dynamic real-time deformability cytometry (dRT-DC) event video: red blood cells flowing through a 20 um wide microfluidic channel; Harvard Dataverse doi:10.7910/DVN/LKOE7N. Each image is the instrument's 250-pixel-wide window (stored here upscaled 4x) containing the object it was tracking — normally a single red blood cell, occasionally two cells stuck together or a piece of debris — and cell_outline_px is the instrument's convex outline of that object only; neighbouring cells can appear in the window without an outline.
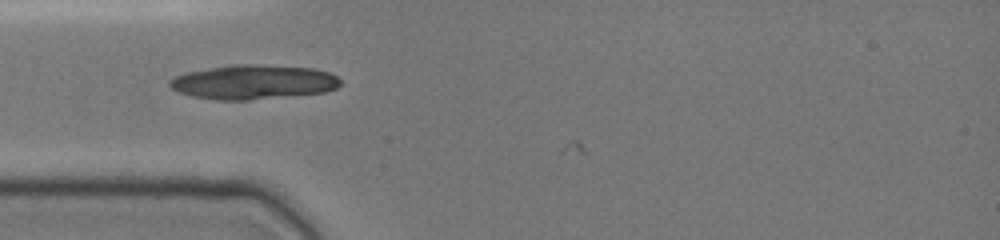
{"species": "common noctule bat (a hibernating species)", "species_latin": "Nyctalus noctula", "temperature_condition": "cold", "stored_images_in_passage": 7, "camera_frame_rate_fps": 3000, "um_per_image_px": 0.085, "animal": {"sex": "female", "body_mass_g": 19.0, "forearm_length_mm": 51.5}, "frame": {"image": 1, "passage_image": 5, "time_ms": 1.333, "image_size_px": [1000, 240], "cell_outline_px": [[340, 84], [336, 88], [324, 92], [248, 100], [216, 100], [192, 96], [180, 92], [172, 88], [168, 84], [168, 80], [176, 76], [188, 72], [232, 64], [248, 64], [312, 68], [328, 72], [336, 76], [340, 80]], "centroid_in_image_um": [21.52, 6.98], "position_along_channel_um": 63.5, "area_um2": 33.87}}